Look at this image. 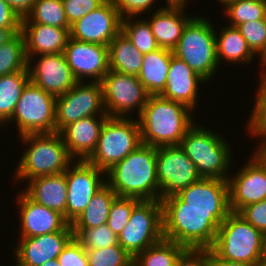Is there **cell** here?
<instances>
[{
    "label": "cell",
    "mask_w": 266,
    "mask_h": 266,
    "mask_svg": "<svg viewBox=\"0 0 266 266\" xmlns=\"http://www.w3.org/2000/svg\"><path fill=\"white\" fill-rule=\"evenodd\" d=\"M163 238L185 248L210 249L221 223L211 211L185 207V202L173 194L161 199Z\"/></svg>",
    "instance_id": "cell-1"
},
{
    "label": "cell",
    "mask_w": 266,
    "mask_h": 266,
    "mask_svg": "<svg viewBox=\"0 0 266 266\" xmlns=\"http://www.w3.org/2000/svg\"><path fill=\"white\" fill-rule=\"evenodd\" d=\"M192 113L182 103L161 95L149 96L137 118L142 143L154 147L179 145L194 125Z\"/></svg>",
    "instance_id": "cell-2"
},
{
    "label": "cell",
    "mask_w": 266,
    "mask_h": 266,
    "mask_svg": "<svg viewBox=\"0 0 266 266\" xmlns=\"http://www.w3.org/2000/svg\"><path fill=\"white\" fill-rule=\"evenodd\" d=\"M157 147L141 144L106 171V184L118 197L159 200Z\"/></svg>",
    "instance_id": "cell-3"
},
{
    "label": "cell",
    "mask_w": 266,
    "mask_h": 266,
    "mask_svg": "<svg viewBox=\"0 0 266 266\" xmlns=\"http://www.w3.org/2000/svg\"><path fill=\"white\" fill-rule=\"evenodd\" d=\"M18 138L27 149L16 164L15 182L63 173L74 162L59 132L27 134Z\"/></svg>",
    "instance_id": "cell-4"
},
{
    "label": "cell",
    "mask_w": 266,
    "mask_h": 266,
    "mask_svg": "<svg viewBox=\"0 0 266 266\" xmlns=\"http://www.w3.org/2000/svg\"><path fill=\"white\" fill-rule=\"evenodd\" d=\"M209 129L198 126V123L194 124L186 132L179 146L195 164L201 178L228 180L229 168L233 162L231 144Z\"/></svg>",
    "instance_id": "cell-5"
},
{
    "label": "cell",
    "mask_w": 266,
    "mask_h": 266,
    "mask_svg": "<svg viewBox=\"0 0 266 266\" xmlns=\"http://www.w3.org/2000/svg\"><path fill=\"white\" fill-rule=\"evenodd\" d=\"M210 251L211 259L257 264L264 255L263 233L231 212L218 228Z\"/></svg>",
    "instance_id": "cell-6"
},
{
    "label": "cell",
    "mask_w": 266,
    "mask_h": 266,
    "mask_svg": "<svg viewBox=\"0 0 266 266\" xmlns=\"http://www.w3.org/2000/svg\"><path fill=\"white\" fill-rule=\"evenodd\" d=\"M200 16L194 15L188 22L172 51L174 56L183 60L209 83L220 67L216 52L215 28L209 18Z\"/></svg>",
    "instance_id": "cell-7"
},
{
    "label": "cell",
    "mask_w": 266,
    "mask_h": 266,
    "mask_svg": "<svg viewBox=\"0 0 266 266\" xmlns=\"http://www.w3.org/2000/svg\"><path fill=\"white\" fill-rule=\"evenodd\" d=\"M141 144L137 119L108 117L102 126L97 147L87 161L106 172Z\"/></svg>",
    "instance_id": "cell-8"
},
{
    "label": "cell",
    "mask_w": 266,
    "mask_h": 266,
    "mask_svg": "<svg viewBox=\"0 0 266 266\" xmlns=\"http://www.w3.org/2000/svg\"><path fill=\"white\" fill-rule=\"evenodd\" d=\"M55 101V96L29 81L9 121L16 122L18 136L56 132Z\"/></svg>",
    "instance_id": "cell-9"
},
{
    "label": "cell",
    "mask_w": 266,
    "mask_h": 266,
    "mask_svg": "<svg viewBox=\"0 0 266 266\" xmlns=\"http://www.w3.org/2000/svg\"><path fill=\"white\" fill-rule=\"evenodd\" d=\"M163 239L161 200H141L128 225L118 235V243L132 257Z\"/></svg>",
    "instance_id": "cell-10"
},
{
    "label": "cell",
    "mask_w": 266,
    "mask_h": 266,
    "mask_svg": "<svg viewBox=\"0 0 266 266\" xmlns=\"http://www.w3.org/2000/svg\"><path fill=\"white\" fill-rule=\"evenodd\" d=\"M87 82H77L65 94L56 97V132L85 117L108 116L104 107L101 82Z\"/></svg>",
    "instance_id": "cell-11"
},
{
    "label": "cell",
    "mask_w": 266,
    "mask_h": 266,
    "mask_svg": "<svg viewBox=\"0 0 266 266\" xmlns=\"http://www.w3.org/2000/svg\"><path fill=\"white\" fill-rule=\"evenodd\" d=\"M101 85L104 107L109 117L128 118L135 109L138 117L150 96L136 75L109 70Z\"/></svg>",
    "instance_id": "cell-12"
},
{
    "label": "cell",
    "mask_w": 266,
    "mask_h": 266,
    "mask_svg": "<svg viewBox=\"0 0 266 266\" xmlns=\"http://www.w3.org/2000/svg\"><path fill=\"white\" fill-rule=\"evenodd\" d=\"M156 169L159 200L201 179L197 167L179 145L157 147Z\"/></svg>",
    "instance_id": "cell-13"
},
{
    "label": "cell",
    "mask_w": 266,
    "mask_h": 266,
    "mask_svg": "<svg viewBox=\"0 0 266 266\" xmlns=\"http://www.w3.org/2000/svg\"><path fill=\"white\" fill-rule=\"evenodd\" d=\"M106 172L87 160H74L67 170L66 221L72 224L84 211L92 197L106 184Z\"/></svg>",
    "instance_id": "cell-14"
},
{
    "label": "cell",
    "mask_w": 266,
    "mask_h": 266,
    "mask_svg": "<svg viewBox=\"0 0 266 266\" xmlns=\"http://www.w3.org/2000/svg\"><path fill=\"white\" fill-rule=\"evenodd\" d=\"M239 171L228 177L229 205L238 213L243 207L266 199V165L253 153Z\"/></svg>",
    "instance_id": "cell-15"
},
{
    "label": "cell",
    "mask_w": 266,
    "mask_h": 266,
    "mask_svg": "<svg viewBox=\"0 0 266 266\" xmlns=\"http://www.w3.org/2000/svg\"><path fill=\"white\" fill-rule=\"evenodd\" d=\"M27 69L30 81L55 97L65 94L78 82L64 53L31 56L28 58Z\"/></svg>",
    "instance_id": "cell-16"
},
{
    "label": "cell",
    "mask_w": 266,
    "mask_h": 266,
    "mask_svg": "<svg viewBox=\"0 0 266 266\" xmlns=\"http://www.w3.org/2000/svg\"><path fill=\"white\" fill-rule=\"evenodd\" d=\"M121 21L113 0H106L97 9L71 24L70 37L82 42L108 46L121 31Z\"/></svg>",
    "instance_id": "cell-17"
},
{
    "label": "cell",
    "mask_w": 266,
    "mask_h": 266,
    "mask_svg": "<svg viewBox=\"0 0 266 266\" xmlns=\"http://www.w3.org/2000/svg\"><path fill=\"white\" fill-rule=\"evenodd\" d=\"M177 195L185 202V207L211 211L220 223L231 213L227 180L201 178L180 190Z\"/></svg>",
    "instance_id": "cell-18"
},
{
    "label": "cell",
    "mask_w": 266,
    "mask_h": 266,
    "mask_svg": "<svg viewBox=\"0 0 266 266\" xmlns=\"http://www.w3.org/2000/svg\"><path fill=\"white\" fill-rule=\"evenodd\" d=\"M64 55L78 82H83V79L84 82L88 79L91 82H101L109 71L108 46L70 37Z\"/></svg>",
    "instance_id": "cell-19"
},
{
    "label": "cell",
    "mask_w": 266,
    "mask_h": 266,
    "mask_svg": "<svg viewBox=\"0 0 266 266\" xmlns=\"http://www.w3.org/2000/svg\"><path fill=\"white\" fill-rule=\"evenodd\" d=\"M73 237L72 226L68 224L62 231L20 238L13 249L16 266H41L48 260L57 259Z\"/></svg>",
    "instance_id": "cell-20"
},
{
    "label": "cell",
    "mask_w": 266,
    "mask_h": 266,
    "mask_svg": "<svg viewBox=\"0 0 266 266\" xmlns=\"http://www.w3.org/2000/svg\"><path fill=\"white\" fill-rule=\"evenodd\" d=\"M17 195L16 204L19 205L20 214L19 238L62 231L69 224L62 214L35 202L23 190Z\"/></svg>",
    "instance_id": "cell-21"
},
{
    "label": "cell",
    "mask_w": 266,
    "mask_h": 266,
    "mask_svg": "<svg viewBox=\"0 0 266 266\" xmlns=\"http://www.w3.org/2000/svg\"><path fill=\"white\" fill-rule=\"evenodd\" d=\"M188 4L166 3V6H159L152 16L147 17L151 31L160 48L173 50L183 34L184 28L193 18L185 14Z\"/></svg>",
    "instance_id": "cell-22"
},
{
    "label": "cell",
    "mask_w": 266,
    "mask_h": 266,
    "mask_svg": "<svg viewBox=\"0 0 266 266\" xmlns=\"http://www.w3.org/2000/svg\"><path fill=\"white\" fill-rule=\"evenodd\" d=\"M109 116H89L65 126L59 133L74 160H87L95 151L102 126ZM76 158V159H75Z\"/></svg>",
    "instance_id": "cell-23"
},
{
    "label": "cell",
    "mask_w": 266,
    "mask_h": 266,
    "mask_svg": "<svg viewBox=\"0 0 266 266\" xmlns=\"http://www.w3.org/2000/svg\"><path fill=\"white\" fill-rule=\"evenodd\" d=\"M200 83H206V81L183 60L172 55L165 88L160 95L182 103L194 111L198 106L196 102L199 98L197 95Z\"/></svg>",
    "instance_id": "cell-24"
},
{
    "label": "cell",
    "mask_w": 266,
    "mask_h": 266,
    "mask_svg": "<svg viewBox=\"0 0 266 266\" xmlns=\"http://www.w3.org/2000/svg\"><path fill=\"white\" fill-rule=\"evenodd\" d=\"M27 59L42 54L64 53L70 29L40 23H21Z\"/></svg>",
    "instance_id": "cell-25"
},
{
    "label": "cell",
    "mask_w": 266,
    "mask_h": 266,
    "mask_svg": "<svg viewBox=\"0 0 266 266\" xmlns=\"http://www.w3.org/2000/svg\"><path fill=\"white\" fill-rule=\"evenodd\" d=\"M23 191L35 202L62 214L66 220L68 193L65 172L31 179Z\"/></svg>",
    "instance_id": "cell-26"
},
{
    "label": "cell",
    "mask_w": 266,
    "mask_h": 266,
    "mask_svg": "<svg viewBox=\"0 0 266 266\" xmlns=\"http://www.w3.org/2000/svg\"><path fill=\"white\" fill-rule=\"evenodd\" d=\"M173 51L159 48L143 55V64L138 80L150 96L160 95L167 80Z\"/></svg>",
    "instance_id": "cell-27"
},
{
    "label": "cell",
    "mask_w": 266,
    "mask_h": 266,
    "mask_svg": "<svg viewBox=\"0 0 266 266\" xmlns=\"http://www.w3.org/2000/svg\"><path fill=\"white\" fill-rule=\"evenodd\" d=\"M219 34L215 32V44L218 64L221 66V61L226 63H251L256 54L249 47L246 39L241 35L236 27L225 26ZM229 61V62H228Z\"/></svg>",
    "instance_id": "cell-28"
},
{
    "label": "cell",
    "mask_w": 266,
    "mask_h": 266,
    "mask_svg": "<svg viewBox=\"0 0 266 266\" xmlns=\"http://www.w3.org/2000/svg\"><path fill=\"white\" fill-rule=\"evenodd\" d=\"M109 70L138 75L143 64V54L120 31L108 45Z\"/></svg>",
    "instance_id": "cell-29"
},
{
    "label": "cell",
    "mask_w": 266,
    "mask_h": 266,
    "mask_svg": "<svg viewBox=\"0 0 266 266\" xmlns=\"http://www.w3.org/2000/svg\"><path fill=\"white\" fill-rule=\"evenodd\" d=\"M117 194L105 184L90 200L81 215L71 224L72 229H91L106 224Z\"/></svg>",
    "instance_id": "cell-30"
},
{
    "label": "cell",
    "mask_w": 266,
    "mask_h": 266,
    "mask_svg": "<svg viewBox=\"0 0 266 266\" xmlns=\"http://www.w3.org/2000/svg\"><path fill=\"white\" fill-rule=\"evenodd\" d=\"M30 81L28 70L0 77V127L9 123L22 91Z\"/></svg>",
    "instance_id": "cell-31"
},
{
    "label": "cell",
    "mask_w": 266,
    "mask_h": 266,
    "mask_svg": "<svg viewBox=\"0 0 266 266\" xmlns=\"http://www.w3.org/2000/svg\"><path fill=\"white\" fill-rule=\"evenodd\" d=\"M185 249L184 246L163 238L133 258L138 266H175L178 257Z\"/></svg>",
    "instance_id": "cell-32"
},
{
    "label": "cell",
    "mask_w": 266,
    "mask_h": 266,
    "mask_svg": "<svg viewBox=\"0 0 266 266\" xmlns=\"http://www.w3.org/2000/svg\"><path fill=\"white\" fill-rule=\"evenodd\" d=\"M22 23H40L52 27L70 29L62 0H36L32 11Z\"/></svg>",
    "instance_id": "cell-33"
},
{
    "label": "cell",
    "mask_w": 266,
    "mask_h": 266,
    "mask_svg": "<svg viewBox=\"0 0 266 266\" xmlns=\"http://www.w3.org/2000/svg\"><path fill=\"white\" fill-rule=\"evenodd\" d=\"M126 17L121 21V31L143 55L153 52L160 47L151 31L150 24L142 17ZM136 19V20H135ZM142 19V20H141Z\"/></svg>",
    "instance_id": "cell-34"
},
{
    "label": "cell",
    "mask_w": 266,
    "mask_h": 266,
    "mask_svg": "<svg viewBox=\"0 0 266 266\" xmlns=\"http://www.w3.org/2000/svg\"><path fill=\"white\" fill-rule=\"evenodd\" d=\"M25 41L21 32L0 46V77L14 72L28 70Z\"/></svg>",
    "instance_id": "cell-35"
},
{
    "label": "cell",
    "mask_w": 266,
    "mask_h": 266,
    "mask_svg": "<svg viewBox=\"0 0 266 266\" xmlns=\"http://www.w3.org/2000/svg\"><path fill=\"white\" fill-rule=\"evenodd\" d=\"M223 13L230 20L228 26L237 27L244 22L266 19V0H238L224 8Z\"/></svg>",
    "instance_id": "cell-36"
},
{
    "label": "cell",
    "mask_w": 266,
    "mask_h": 266,
    "mask_svg": "<svg viewBox=\"0 0 266 266\" xmlns=\"http://www.w3.org/2000/svg\"><path fill=\"white\" fill-rule=\"evenodd\" d=\"M259 75L261 76L259 77L260 81H258L260 84L257 87L256 101L246 126L252 135L251 137H260L262 140H259V144H266V75L264 73Z\"/></svg>",
    "instance_id": "cell-37"
},
{
    "label": "cell",
    "mask_w": 266,
    "mask_h": 266,
    "mask_svg": "<svg viewBox=\"0 0 266 266\" xmlns=\"http://www.w3.org/2000/svg\"><path fill=\"white\" fill-rule=\"evenodd\" d=\"M74 237L85 250L100 249L118 244V236L107 224L91 229H72Z\"/></svg>",
    "instance_id": "cell-38"
},
{
    "label": "cell",
    "mask_w": 266,
    "mask_h": 266,
    "mask_svg": "<svg viewBox=\"0 0 266 266\" xmlns=\"http://www.w3.org/2000/svg\"><path fill=\"white\" fill-rule=\"evenodd\" d=\"M141 200L135 197H116L110 208L107 225L118 236L128 225L133 208Z\"/></svg>",
    "instance_id": "cell-39"
},
{
    "label": "cell",
    "mask_w": 266,
    "mask_h": 266,
    "mask_svg": "<svg viewBox=\"0 0 266 266\" xmlns=\"http://www.w3.org/2000/svg\"><path fill=\"white\" fill-rule=\"evenodd\" d=\"M89 266H123L133 257L119 243L100 249L86 250Z\"/></svg>",
    "instance_id": "cell-40"
},
{
    "label": "cell",
    "mask_w": 266,
    "mask_h": 266,
    "mask_svg": "<svg viewBox=\"0 0 266 266\" xmlns=\"http://www.w3.org/2000/svg\"><path fill=\"white\" fill-rule=\"evenodd\" d=\"M236 28L256 55H259L264 50L266 44V19L244 22Z\"/></svg>",
    "instance_id": "cell-41"
},
{
    "label": "cell",
    "mask_w": 266,
    "mask_h": 266,
    "mask_svg": "<svg viewBox=\"0 0 266 266\" xmlns=\"http://www.w3.org/2000/svg\"><path fill=\"white\" fill-rule=\"evenodd\" d=\"M57 260L61 266H89L86 250L76 237L68 242Z\"/></svg>",
    "instance_id": "cell-42"
},
{
    "label": "cell",
    "mask_w": 266,
    "mask_h": 266,
    "mask_svg": "<svg viewBox=\"0 0 266 266\" xmlns=\"http://www.w3.org/2000/svg\"><path fill=\"white\" fill-rule=\"evenodd\" d=\"M105 1L106 0H62L66 19L70 25L97 9Z\"/></svg>",
    "instance_id": "cell-43"
},
{
    "label": "cell",
    "mask_w": 266,
    "mask_h": 266,
    "mask_svg": "<svg viewBox=\"0 0 266 266\" xmlns=\"http://www.w3.org/2000/svg\"><path fill=\"white\" fill-rule=\"evenodd\" d=\"M121 18L139 17L141 14L153 11L152 5L157 4V0H113ZM139 15V16H138Z\"/></svg>",
    "instance_id": "cell-44"
},
{
    "label": "cell",
    "mask_w": 266,
    "mask_h": 266,
    "mask_svg": "<svg viewBox=\"0 0 266 266\" xmlns=\"http://www.w3.org/2000/svg\"><path fill=\"white\" fill-rule=\"evenodd\" d=\"M238 214L257 230L266 231V199L243 207Z\"/></svg>",
    "instance_id": "cell-45"
},
{
    "label": "cell",
    "mask_w": 266,
    "mask_h": 266,
    "mask_svg": "<svg viewBox=\"0 0 266 266\" xmlns=\"http://www.w3.org/2000/svg\"><path fill=\"white\" fill-rule=\"evenodd\" d=\"M175 266H211V251L186 248L178 257Z\"/></svg>",
    "instance_id": "cell-46"
},
{
    "label": "cell",
    "mask_w": 266,
    "mask_h": 266,
    "mask_svg": "<svg viewBox=\"0 0 266 266\" xmlns=\"http://www.w3.org/2000/svg\"><path fill=\"white\" fill-rule=\"evenodd\" d=\"M22 19L4 1L0 0V28L21 29Z\"/></svg>",
    "instance_id": "cell-47"
},
{
    "label": "cell",
    "mask_w": 266,
    "mask_h": 266,
    "mask_svg": "<svg viewBox=\"0 0 266 266\" xmlns=\"http://www.w3.org/2000/svg\"><path fill=\"white\" fill-rule=\"evenodd\" d=\"M21 18H25L33 9L36 0H4Z\"/></svg>",
    "instance_id": "cell-48"
},
{
    "label": "cell",
    "mask_w": 266,
    "mask_h": 266,
    "mask_svg": "<svg viewBox=\"0 0 266 266\" xmlns=\"http://www.w3.org/2000/svg\"><path fill=\"white\" fill-rule=\"evenodd\" d=\"M212 266H258L257 264L244 263L223 259H211Z\"/></svg>",
    "instance_id": "cell-49"
},
{
    "label": "cell",
    "mask_w": 266,
    "mask_h": 266,
    "mask_svg": "<svg viewBox=\"0 0 266 266\" xmlns=\"http://www.w3.org/2000/svg\"><path fill=\"white\" fill-rule=\"evenodd\" d=\"M21 29L0 28V46L12 39Z\"/></svg>",
    "instance_id": "cell-50"
},
{
    "label": "cell",
    "mask_w": 266,
    "mask_h": 266,
    "mask_svg": "<svg viewBox=\"0 0 266 266\" xmlns=\"http://www.w3.org/2000/svg\"><path fill=\"white\" fill-rule=\"evenodd\" d=\"M255 150L254 154L266 165V144H258Z\"/></svg>",
    "instance_id": "cell-51"
},
{
    "label": "cell",
    "mask_w": 266,
    "mask_h": 266,
    "mask_svg": "<svg viewBox=\"0 0 266 266\" xmlns=\"http://www.w3.org/2000/svg\"><path fill=\"white\" fill-rule=\"evenodd\" d=\"M259 60L261 62L262 65L261 66V71L259 73H263L266 70V44H265V48L264 50L259 54Z\"/></svg>",
    "instance_id": "cell-52"
},
{
    "label": "cell",
    "mask_w": 266,
    "mask_h": 266,
    "mask_svg": "<svg viewBox=\"0 0 266 266\" xmlns=\"http://www.w3.org/2000/svg\"><path fill=\"white\" fill-rule=\"evenodd\" d=\"M41 266H61V265L57 259H53V260H48Z\"/></svg>",
    "instance_id": "cell-53"
},
{
    "label": "cell",
    "mask_w": 266,
    "mask_h": 266,
    "mask_svg": "<svg viewBox=\"0 0 266 266\" xmlns=\"http://www.w3.org/2000/svg\"><path fill=\"white\" fill-rule=\"evenodd\" d=\"M238 0H218V2H220L221 6L223 5V8L227 7L228 5H230L231 3L237 2Z\"/></svg>",
    "instance_id": "cell-54"
},
{
    "label": "cell",
    "mask_w": 266,
    "mask_h": 266,
    "mask_svg": "<svg viewBox=\"0 0 266 266\" xmlns=\"http://www.w3.org/2000/svg\"><path fill=\"white\" fill-rule=\"evenodd\" d=\"M189 0H165L166 3H181L187 4Z\"/></svg>",
    "instance_id": "cell-55"
},
{
    "label": "cell",
    "mask_w": 266,
    "mask_h": 266,
    "mask_svg": "<svg viewBox=\"0 0 266 266\" xmlns=\"http://www.w3.org/2000/svg\"><path fill=\"white\" fill-rule=\"evenodd\" d=\"M258 266H266V255H263L261 259L257 262Z\"/></svg>",
    "instance_id": "cell-56"
},
{
    "label": "cell",
    "mask_w": 266,
    "mask_h": 266,
    "mask_svg": "<svg viewBox=\"0 0 266 266\" xmlns=\"http://www.w3.org/2000/svg\"><path fill=\"white\" fill-rule=\"evenodd\" d=\"M263 251L264 255H266V231L263 233Z\"/></svg>",
    "instance_id": "cell-57"
},
{
    "label": "cell",
    "mask_w": 266,
    "mask_h": 266,
    "mask_svg": "<svg viewBox=\"0 0 266 266\" xmlns=\"http://www.w3.org/2000/svg\"><path fill=\"white\" fill-rule=\"evenodd\" d=\"M123 266H138L135 259L132 258L128 263H126L125 265Z\"/></svg>",
    "instance_id": "cell-58"
}]
</instances>
